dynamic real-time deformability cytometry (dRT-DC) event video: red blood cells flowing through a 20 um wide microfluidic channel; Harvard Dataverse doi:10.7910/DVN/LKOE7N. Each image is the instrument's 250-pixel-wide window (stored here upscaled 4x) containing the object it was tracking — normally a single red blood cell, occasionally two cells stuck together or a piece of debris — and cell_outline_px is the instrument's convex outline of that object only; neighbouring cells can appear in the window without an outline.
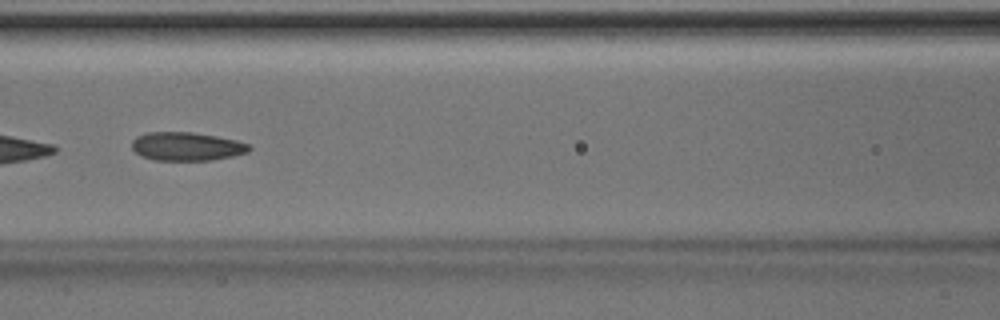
{"species": "Egyptian fruit bat (a non-hibernating species)", "species_latin": "Rousettus aegyptiacus", "temperature_condition": "room temperature", "stored_images_in_passage": 6, "camera_frame_rate_fps": 3000, "um_per_image_px": 0.085, "animal": {"sex": "male"}, "frame": {"image": 1, "passage_image": 6, "time_ms": 1.667, "image_size_px": [1000, 320], "cell_outline_px": [[252, 148], [248, 152], [232, 156], [212, 160], [152, 160], [140, 156], [132, 148], [132, 140], [136, 136], [148, 132], [192, 132], [216, 136], [236, 140], [248, 144]], "centroid_in_image_um": [15.84, 12.44], "position_along_channel_um": 150.8, "area_um2": 19.54}}